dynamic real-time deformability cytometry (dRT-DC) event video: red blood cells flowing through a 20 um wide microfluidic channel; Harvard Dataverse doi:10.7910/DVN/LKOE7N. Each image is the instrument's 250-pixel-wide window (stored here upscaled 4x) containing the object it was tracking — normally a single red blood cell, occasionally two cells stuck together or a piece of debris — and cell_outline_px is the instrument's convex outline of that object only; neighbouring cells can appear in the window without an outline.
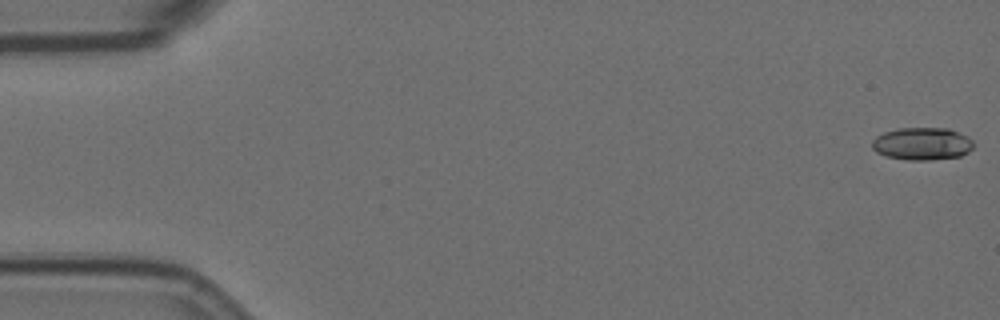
{"species": "Egyptian fruit bat (a non-hibernating species)", "species_latin": "Rousettus aegyptiacus", "temperature_condition": "room temperature", "stored_images_in_passage": 58, "camera_frame_rate_fps": 3000, "um_per_image_px": 0.085, "animal": {"sex": "female"}, "frame": {"image": 1, "passage_image": 1, "time_ms": 0.0, "image_size_px": [1000, 320], "cell_outline_px": [[972, 148], [968, 152], [960, 156], [928, 160], [908, 160], [888, 156], [876, 152], [872, 148], [872, 140], [876, 136], [884, 132], [896, 128], [948, 128], [968, 136], [972, 140]], "centroid_in_image_um": [78.37, 12.21], "position_along_channel_um": 6.6, "area_um2": 19.25}}
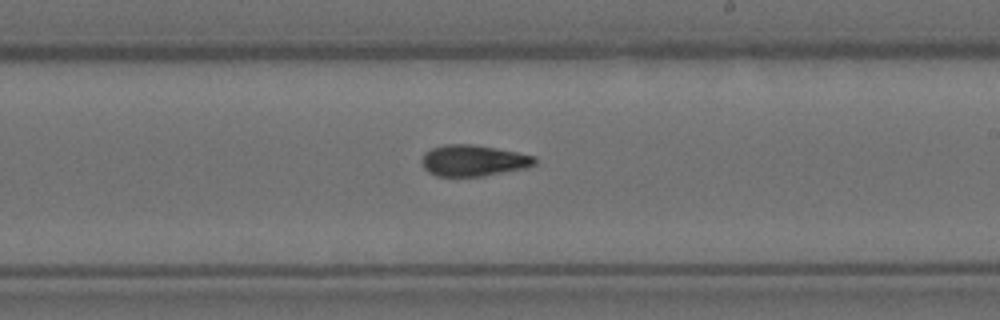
{"frame": {"image": 2, "passage_image": 34, "time_ms": 11.0, "image_size_px": [1000, 320], "cell_outline_px": [[536, 164], [528, 168], [484, 176], [436, 176], [428, 172], [424, 168], [420, 160], [424, 152], [432, 148], [444, 144], [472, 144], [496, 148], [536, 156]], "centroid_in_image_um": [40.23, 13.65], "position_along_channel_um": 248.8, "area_um2": 20.81}}
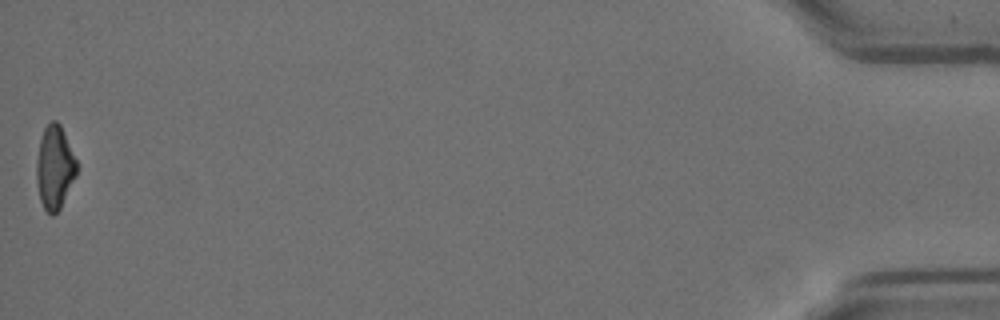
{"frame": {"image": 3, "passage_image": 58, "time_ms": 19.0, "image_size_px": [1000, 320], "cell_outline_px": [[76, 176], [60, 208], [52, 216], [44, 208], [40, 200], [36, 180], [36, 160], [40, 140], [44, 128], [52, 120], [56, 120], [60, 124], [76, 160]], "centroid_in_image_um": [4.63, 14.23], "position_along_channel_um": 430.6, "area_um2": 19.31}, "authors_computed_cell_mechanics": {"area_um2": 19.8832, "velocity_mm_per_s": 3.5261, "shape_relaxation_time_tau1_ms": 10.0592, "shape_relaxation_time_tau2_ms": 4.3091, "deformation_change_tau1": 0.2532, "deformation_change_tau2": 0.1201}}